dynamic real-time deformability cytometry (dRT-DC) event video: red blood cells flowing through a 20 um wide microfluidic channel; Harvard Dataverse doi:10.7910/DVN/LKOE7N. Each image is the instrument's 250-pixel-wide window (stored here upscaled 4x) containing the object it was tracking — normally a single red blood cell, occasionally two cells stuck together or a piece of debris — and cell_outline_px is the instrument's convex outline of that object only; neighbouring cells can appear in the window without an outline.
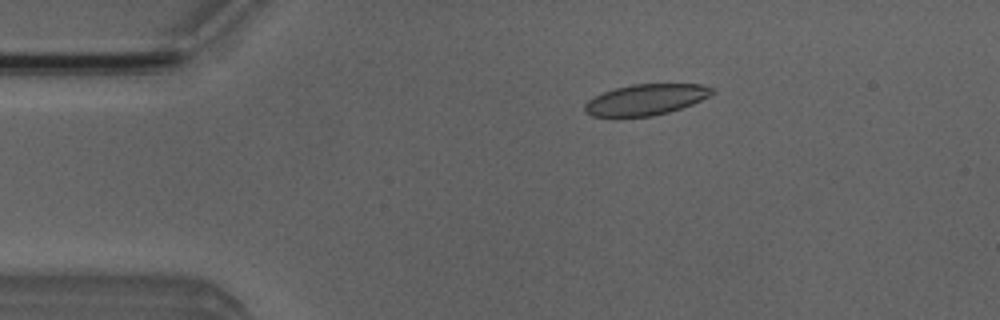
{"species": "Egyptian fruit bat (a non-hibernating species)", "species_latin": "Rousettus aegyptiacus", "temperature_condition": "room temperature", "stored_images_in_passage": 5, "camera_frame_rate_fps": 3000, "um_per_image_px": 0.085, "animal": {"sex": "male"}, "frame": {"image": 1, "passage_image": 1, "time_ms": 0.0, "image_size_px": [1000, 320], "cell_outline_px": [[716, 92], [692, 104], [668, 112], [652, 116], [592, 116], [584, 112], [584, 104], [588, 100], [604, 92], [616, 88], [632, 84], [704, 84], [716, 88]], "centroid_in_image_um": [54.93, 8.45], "position_along_channel_um": 30.1, "area_um2": 22.83}}